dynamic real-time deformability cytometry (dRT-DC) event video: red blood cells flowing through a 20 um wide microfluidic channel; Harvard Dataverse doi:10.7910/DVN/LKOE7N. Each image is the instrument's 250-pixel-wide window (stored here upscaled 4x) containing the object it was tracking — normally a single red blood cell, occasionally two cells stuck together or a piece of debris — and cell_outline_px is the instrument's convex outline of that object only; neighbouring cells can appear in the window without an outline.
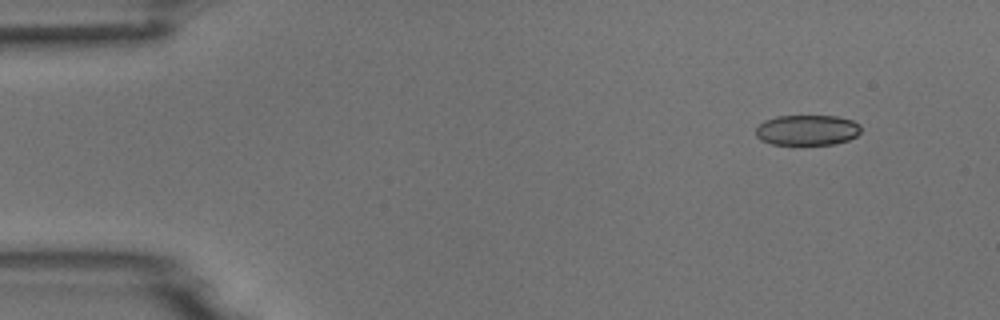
{"species": "common noctule bat (a hibernating species)", "species_latin": "Nyctalus noctula", "temperature_condition": "room temperature", "stored_images_in_passage": 4, "camera_frame_rate_fps": 3000, "um_per_image_px": 0.085, "animal": {"sex": "male", "body_mass_g": 18.8}, "frame": {"image": 1, "passage_image": 1, "time_ms": 0.0, "image_size_px": [1000, 320], "cell_outline_px": [[860, 132], [856, 136], [848, 140], [836, 144], [772, 144], [760, 140], [756, 136], [756, 128], [764, 120], [776, 116], [836, 116], [852, 120], [860, 124]], "centroid_in_image_um": [68.61, 11.05], "position_along_channel_um": 16.4, "area_um2": 18.67}}
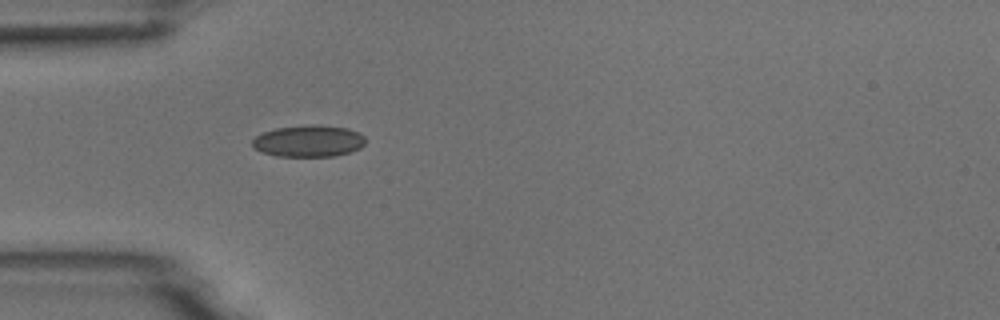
{"frame": {"image": 2, "passage_image": 4, "time_ms": 1.0, "image_size_px": [1000, 320], "cell_outline_px": [[364, 144], [360, 148], [348, 152], [332, 156], [276, 156], [252, 148], [252, 140], [256, 136], [264, 132], [276, 128], [312, 124], [316, 124], [348, 128], [360, 132], [364, 136]], "centroid_in_image_um": [26.23, 11.98], "position_along_channel_um": 58.8, "area_um2": 20.87}}